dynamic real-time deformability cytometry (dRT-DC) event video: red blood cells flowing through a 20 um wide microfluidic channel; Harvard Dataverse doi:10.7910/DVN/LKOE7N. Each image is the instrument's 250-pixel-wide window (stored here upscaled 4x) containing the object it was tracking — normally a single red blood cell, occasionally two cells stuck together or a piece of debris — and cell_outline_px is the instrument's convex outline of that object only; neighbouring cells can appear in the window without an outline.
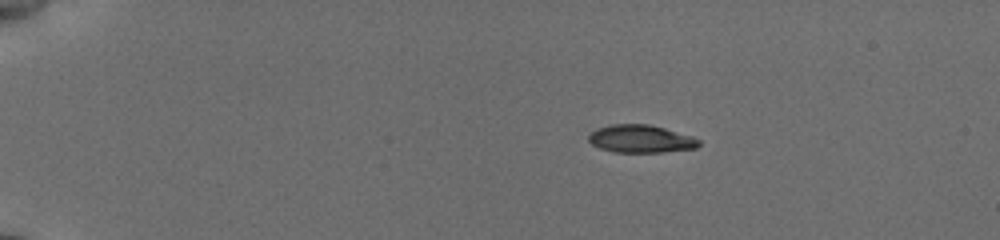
{"species": "common noctule bat (a hibernating species)", "species_latin": "Nyctalus noctula", "temperature_condition": "cold", "stored_images_in_passage": 45, "camera_frame_rate_fps": 3000, "um_per_image_px": 0.085, "animal": {"sex": "female", "body_mass_g": 19.5, "forearm_length_mm": 54.1}, "frame": {"image": 1, "passage_image": 1, "time_ms": 0.0, "image_size_px": [1000, 240], "cell_outline_px": [[700, 144], [696, 148], [660, 152], [612, 152], [600, 148], [592, 144], [588, 140], [588, 136], [596, 128], [612, 124], [648, 124], [664, 128], [692, 136], [700, 140]], "centroid_in_image_um": [54.45, 11.8], "position_along_channel_um": 30.6, "area_um2": 17.8}}
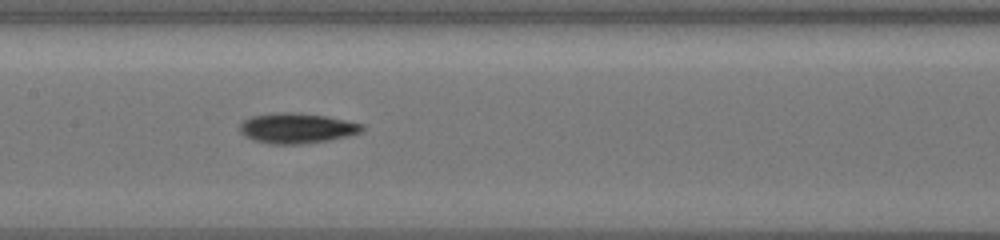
{"frame": {"image": 2, "passage_image": 20, "time_ms": 6.333, "image_size_px": [1000, 240], "cell_outline_px": [[364, 128], [360, 132], [348, 136], [328, 140], [304, 144], [268, 144], [244, 136], [240, 132], [240, 124], [244, 120], [252, 116], [276, 112], [300, 112], [328, 116], [364, 124]], "centroid_in_image_um": [25.24, 10.88], "position_along_channel_um": 182.2, "area_um2": 21.73}}
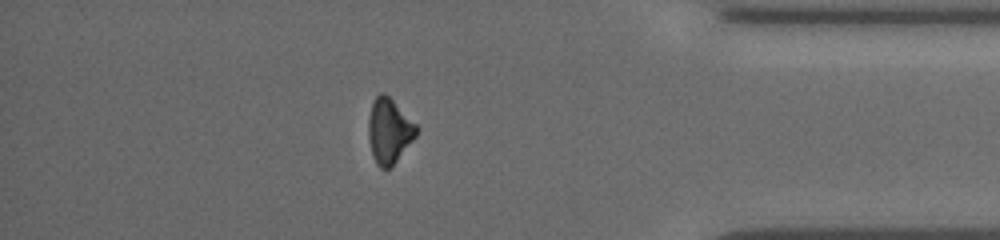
{"frame": {"image": 3, "passage_image": 39, "time_ms": 12.667, "image_size_px": [1000, 240], "cell_outline_px": [[420, 128], [416, 136], [392, 168], [380, 168], [376, 164], [372, 152], [368, 136], [368, 120], [372, 100], [380, 92], [384, 92]], "centroid_in_image_um": [33.08, 11.14], "position_along_channel_um": 402.1, "area_um2": 18.26}, "authors_computed_cell_mechanics": {"area_um2": 19.1896, "velocity_mm_per_s": 3.8419, "shape_relaxation_time_tau1_ms": 2.3785, "shape_relaxation_time_tau2_ms": null, "deformation_change_tau1": 0.1156, "deformation_change_tau2": null}}